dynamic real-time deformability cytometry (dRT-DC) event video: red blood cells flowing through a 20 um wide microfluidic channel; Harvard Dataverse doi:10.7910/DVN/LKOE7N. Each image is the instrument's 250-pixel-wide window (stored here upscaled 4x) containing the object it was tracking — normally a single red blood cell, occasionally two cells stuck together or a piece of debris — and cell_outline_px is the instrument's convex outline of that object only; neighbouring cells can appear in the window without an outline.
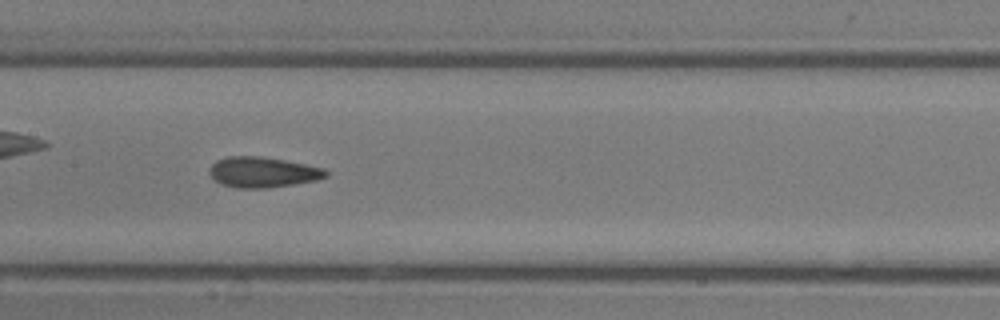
{"species": "common noctule bat (a hibernating species)", "species_latin": "Nyctalus noctula", "temperature_condition": "room temperature", "stored_images_in_passage": 28, "camera_frame_rate_fps": 3000, "um_per_image_px": 0.085, "animal": {"sex": "male", "body_mass_g": 13.3}, "frame": {"image": 1, "passage_image": 16, "time_ms": 5.0, "image_size_px": [1000, 320], "cell_outline_px": [[328, 176], [316, 180], [268, 188], [236, 188], [220, 184], [208, 172], [208, 168], [216, 160], [228, 156], [256, 156], [284, 160], [324, 168], [328, 172]], "centroid_in_image_um": [22.3, 14.64], "position_along_channel_um": 185.1, "area_um2": 20.63}}
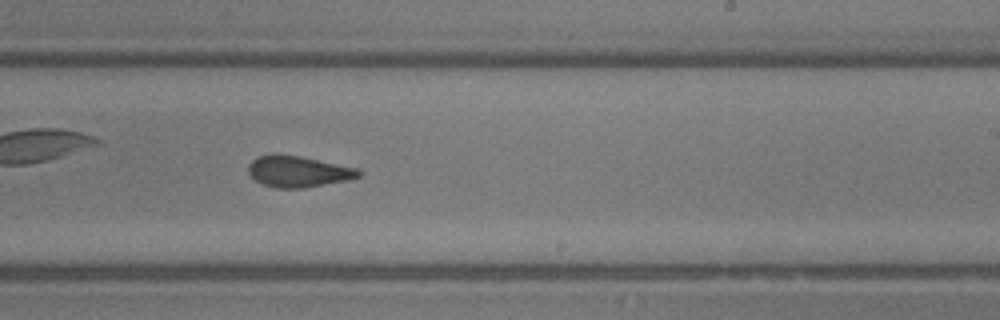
{"frame": {"image": 2, "passage_image": 20, "time_ms": 6.333, "image_size_px": [1000, 320], "cell_outline_px": [[360, 176], [348, 180], [304, 188], [276, 188], [264, 184], [256, 180], [248, 172], [248, 164], [252, 160], [260, 156], [300, 156], [360, 168]], "centroid_in_image_um": [25.4, 14.6], "position_along_channel_um": 263.6, "area_um2": 19.65}}